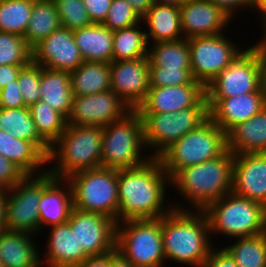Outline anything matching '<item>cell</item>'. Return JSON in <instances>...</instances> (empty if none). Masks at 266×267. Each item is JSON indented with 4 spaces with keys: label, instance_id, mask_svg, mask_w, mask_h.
<instances>
[{
    "label": "cell",
    "instance_id": "obj_14",
    "mask_svg": "<svg viewBox=\"0 0 266 267\" xmlns=\"http://www.w3.org/2000/svg\"><path fill=\"white\" fill-rule=\"evenodd\" d=\"M77 244L88 256H102L116 250L117 222L110 217L73 208L68 220Z\"/></svg>",
    "mask_w": 266,
    "mask_h": 267
},
{
    "label": "cell",
    "instance_id": "obj_35",
    "mask_svg": "<svg viewBox=\"0 0 266 267\" xmlns=\"http://www.w3.org/2000/svg\"><path fill=\"white\" fill-rule=\"evenodd\" d=\"M223 248L238 267H266V232L250 237H237Z\"/></svg>",
    "mask_w": 266,
    "mask_h": 267
},
{
    "label": "cell",
    "instance_id": "obj_47",
    "mask_svg": "<svg viewBox=\"0 0 266 267\" xmlns=\"http://www.w3.org/2000/svg\"><path fill=\"white\" fill-rule=\"evenodd\" d=\"M202 267H238L233 258L223 248H212Z\"/></svg>",
    "mask_w": 266,
    "mask_h": 267
},
{
    "label": "cell",
    "instance_id": "obj_21",
    "mask_svg": "<svg viewBox=\"0 0 266 267\" xmlns=\"http://www.w3.org/2000/svg\"><path fill=\"white\" fill-rule=\"evenodd\" d=\"M179 9L185 39L222 34L232 20L208 0H188Z\"/></svg>",
    "mask_w": 266,
    "mask_h": 267
},
{
    "label": "cell",
    "instance_id": "obj_37",
    "mask_svg": "<svg viewBox=\"0 0 266 267\" xmlns=\"http://www.w3.org/2000/svg\"><path fill=\"white\" fill-rule=\"evenodd\" d=\"M35 0H1L0 32L24 37Z\"/></svg>",
    "mask_w": 266,
    "mask_h": 267
},
{
    "label": "cell",
    "instance_id": "obj_29",
    "mask_svg": "<svg viewBox=\"0 0 266 267\" xmlns=\"http://www.w3.org/2000/svg\"><path fill=\"white\" fill-rule=\"evenodd\" d=\"M40 93V100L46 102L66 119L69 117L74 98L69 72L41 66Z\"/></svg>",
    "mask_w": 266,
    "mask_h": 267
},
{
    "label": "cell",
    "instance_id": "obj_33",
    "mask_svg": "<svg viewBox=\"0 0 266 267\" xmlns=\"http://www.w3.org/2000/svg\"><path fill=\"white\" fill-rule=\"evenodd\" d=\"M141 24L142 21L134 26L113 31L112 61L147 57L149 47Z\"/></svg>",
    "mask_w": 266,
    "mask_h": 267
},
{
    "label": "cell",
    "instance_id": "obj_8",
    "mask_svg": "<svg viewBox=\"0 0 266 267\" xmlns=\"http://www.w3.org/2000/svg\"><path fill=\"white\" fill-rule=\"evenodd\" d=\"M265 49L256 45L244 49L206 87V99H224L257 92L264 85Z\"/></svg>",
    "mask_w": 266,
    "mask_h": 267
},
{
    "label": "cell",
    "instance_id": "obj_7",
    "mask_svg": "<svg viewBox=\"0 0 266 267\" xmlns=\"http://www.w3.org/2000/svg\"><path fill=\"white\" fill-rule=\"evenodd\" d=\"M226 149V133L208 118L174 142L158 158L171 179L180 169L216 158Z\"/></svg>",
    "mask_w": 266,
    "mask_h": 267
},
{
    "label": "cell",
    "instance_id": "obj_54",
    "mask_svg": "<svg viewBox=\"0 0 266 267\" xmlns=\"http://www.w3.org/2000/svg\"><path fill=\"white\" fill-rule=\"evenodd\" d=\"M153 1L154 3L170 4V5L181 7L188 0H153Z\"/></svg>",
    "mask_w": 266,
    "mask_h": 267
},
{
    "label": "cell",
    "instance_id": "obj_23",
    "mask_svg": "<svg viewBox=\"0 0 266 267\" xmlns=\"http://www.w3.org/2000/svg\"><path fill=\"white\" fill-rule=\"evenodd\" d=\"M49 228L51 231L46 245V266L78 267L88 256L77 244L75 233H72L69 222Z\"/></svg>",
    "mask_w": 266,
    "mask_h": 267
},
{
    "label": "cell",
    "instance_id": "obj_25",
    "mask_svg": "<svg viewBox=\"0 0 266 267\" xmlns=\"http://www.w3.org/2000/svg\"><path fill=\"white\" fill-rule=\"evenodd\" d=\"M144 21V22H143ZM148 27L145 32L148 45L157 42L178 41L183 39L180 9L170 4L153 3L142 17Z\"/></svg>",
    "mask_w": 266,
    "mask_h": 267
},
{
    "label": "cell",
    "instance_id": "obj_13",
    "mask_svg": "<svg viewBox=\"0 0 266 267\" xmlns=\"http://www.w3.org/2000/svg\"><path fill=\"white\" fill-rule=\"evenodd\" d=\"M225 35V36H224ZM226 34L199 36L188 39L191 74L206 87L243 51Z\"/></svg>",
    "mask_w": 266,
    "mask_h": 267
},
{
    "label": "cell",
    "instance_id": "obj_20",
    "mask_svg": "<svg viewBox=\"0 0 266 267\" xmlns=\"http://www.w3.org/2000/svg\"><path fill=\"white\" fill-rule=\"evenodd\" d=\"M206 100L209 118L227 134L234 126L252 118L265 107L266 90L263 85L257 92Z\"/></svg>",
    "mask_w": 266,
    "mask_h": 267
},
{
    "label": "cell",
    "instance_id": "obj_3",
    "mask_svg": "<svg viewBox=\"0 0 266 267\" xmlns=\"http://www.w3.org/2000/svg\"><path fill=\"white\" fill-rule=\"evenodd\" d=\"M234 154L226 149L220 156L180 169L170 184L191 209L203 210L210 203L231 192Z\"/></svg>",
    "mask_w": 266,
    "mask_h": 267
},
{
    "label": "cell",
    "instance_id": "obj_31",
    "mask_svg": "<svg viewBox=\"0 0 266 267\" xmlns=\"http://www.w3.org/2000/svg\"><path fill=\"white\" fill-rule=\"evenodd\" d=\"M73 96L100 93L111 89L110 63L84 61L70 73Z\"/></svg>",
    "mask_w": 266,
    "mask_h": 267
},
{
    "label": "cell",
    "instance_id": "obj_43",
    "mask_svg": "<svg viewBox=\"0 0 266 267\" xmlns=\"http://www.w3.org/2000/svg\"><path fill=\"white\" fill-rule=\"evenodd\" d=\"M26 174L9 159L0 155V190L12 188Z\"/></svg>",
    "mask_w": 266,
    "mask_h": 267
},
{
    "label": "cell",
    "instance_id": "obj_16",
    "mask_svg": "<svg viewBox=\"0 0 266 267\" xmlns=\"http://www.w3.org/2000/svg\"><path fill=\"white\" fill-rule=\"evenodd\" d=\"M111 90L114 91L131 110H136L144 101L150 88V68L148 58L120 60L110 63Z\"/></svg>",
    "mask_w": 266,
    "mask_h": 267
},
{
    "label": "cell",
    "instance_id": "obj_27",
    "mask_svg": "<svg viewBox=\"0 0 266 267\" xmlns=\"http://www.w3.org/2000/svg\"><path fill=\"white\" fill-rule=\"evenodd\" d=\"M0 155L13 162L26 175H40L47 171V157L32 142L17 139L8 131L0 130Z\"/></svg>",
    "mask_w": 266,
    "mask_h": 267
},
{
    "label": "cell",
    "instance_id": "obj_52",
    "mask_svg": "<svg viewBox=\"0 0 266 267\" xmlns=\"http://www.w3.org/2000/svg\"><path fill=\"white\" fill-rule=\"evenodd\" d=\"M5 190H0V233L6 230L5 226Z\"/></svg>",
    "mask_w": 266,
    "mask_h": 267
},
{
    "label": "cell",
    "instance_id": "obj_17",
    "mask_svg": "<svg viewBox=\"0 0 266 267\" xmlns=\"http://www.w3.org/2000/svg\"><path fill=\"white\" fill-rule=\"evenodd\" d=\"M188 108H209L202 84L150 87L138 113H177Z\"/></svg>",
    "mask_w": 266,
    "mask_h": 267
},
{
    "label": "cell",
    "instance_id": "obj_19",
    "mask_svg": "<svg viewBox=\"0 0 266 267\" xmlns=\"http://www.w3.org/2000/svg\"><path fill=\"white\" fill-rule=\"evenodd\" d=\"M231 192L266 207V152L234 154Z\"/></svg>",
    "mask_w": 266,
    "mask_h": 267
},
{
    "label": "cell",
    "instance_id": "obj_38",
    "mask_svg": "<svg viewBox=\"0 0 266 267\" xmlns=\"http://www.w3.org/2000/svg\"><path fill=\"white\" fill-rule=\"evenodd\" d=\"M32 62V48L23 36L0 32V65H20Z\"/></svg>",
    "mask_w": 266,
    "mask_h": 267
},
{
    "label": "cell",
    "instance_id": "obj_2",
    "mask_svg": "<svg viewBox=\"0 0 266 267\" xmlns=\"http://www.w3.org/2000/svg\"><path fill=\"white\" fill-rule=\"evenodd\" d=\"M172 205L173 209L161 217L165 259L192 267H202L210 251L215 247L210 241L207 217L202 210L193 212L181 204L175 205L172 202Z\"/></svg>",
    "mask_w": 266,
    "mask_h": 267
},
{
    "label": "cell",
    "instance_id": "obj_45",
    "mask_svg": "<svg viewBox=\"0 0 266 267\" xmlns=\"http://www.w3.org/2000/svg\"><path fill=\"white\" fill-rule=\"evenodd\" d=\"M87 13L95 24H102L107 16L112 0H82Z\"/></svg>",
    "mask_w": 266,
    "mask_h": 267
},
{
    "label": "cell",
    "instance_id": "obj_50",
    "mask_svg": "<svg viewBox=\"0 0 266 267\" xmlns=\"http://www.w3.org/2000/svg\"><path fill=\"white\" fill-rule=\"evenodd\" d=\"M78 267H108V254L87 257Z\"/></svg>",
    "mask_w": 266,
    "mask_h": 267
},
{
    "label": "cell",
    "instance_id": "obj_44",
    "mask_svg": "<svg viewBox=\"0 0 266 267\" xmlns=\"http://www.w3.org/2000/svg\"><path fill=\"white\" fill-rule=\"evenodd\" d=\"M0 107L2 108L26 107L17 80L10 82V84H7L0 91Z\"/></svg>",
    "mask_w": 266,
    "mask_h": 267
},
{
    "label": "cell",
    "instance_id": "obj_12",
    "mask_svg": "<svg viewBox=\"0 0 266 267\" xmlns=\"http://www.w3.org/2000/svg\"><path fill=\"white\" fill-rule=\"evenodd\" d=\"M42 192L43 174L26 175L5 191L6 230L37 235L40 230L39 203Z\"/></svg>",
    "mask_w": 266,
    "mask_h": 267
},
{
    "label": "cell",
    "instance_id": "obj_18",
    "mask_svg": "<svg viewBox=\"0 0 266 267\" xmlns=\"http://www.w3.org/2000/svg\"><path fill=\"white\" fill-rule=\"evenodd\" d=\"M32 62L42 67L71 73L84 60L73 31L60 27L32 48Z\"/></svg>",
    "mask_w": 266,
    "mask_h": 267
},
{
    "label": "cell",
    "instance_id": "obj_48",
    "mask_svg": "<svg viewBox=\"0 0 266 267\" xmlns=\"http://www.w3.org/2000/svg\"><path fill=\"white\" fill-rule=\"evenodd\" d=\"M22 68L20 65H0V91L7 84L18 79L19 72Z\"/></svg>",
    "mask_w": 266,
    "mask_h": 267
},
{
    "label": "cell",
    "instance_id": "obj_26",
    "mask_svg": "<svg viewBox=\"0 0 266 267\" xmlns=\"http://www.w3.org/2000/svg\"><path fill=\"white\" fill-rule=\"evenodd\" d=\"M227 149L233 154L266 152V105L227 134Z\"/></svg>",
    "mask_w": 266,
    "mask_h": 267
},
{
    "label": "cell",
    "instance_id": "obj_15",
    "mask_svg": "<svg viewBox=\"0 0 266 267\" xmlns=\"http://www.w3.org/2000/svg\"><path fill=\"white\" fill-rule=\"evenodd\" d=\"M131 109L111 89L96 94L74 96L67 125L104 127L120 120Z\"/></svg>",
    "mask_w": 266,
    "mask_h": 267
},
{
    "label": "cell",
    "instance_id": "obj_49",
    "mask_svg": "<svg viewBox=\"0 0 266 267\" xmlns=\"http://www.w3.org/2000/svg\"><path fill=\"white\" fill-rule=\"evenodd\" d=\"M108 267H136L116 250L108 254Z\"/></svg>",
    "mask_w": 266,
    "mask_h": 267
},
{
    "label": "cell",
    "instance_id": "obj_36",
    "mask_svg": "<svg viewBox=\"0 0 266 267\" xmlns=\"http://www.w3.org/2000/svg\"><path fill=\"white\" fill-rule=\"evenodd\" d=\"M29 111L39 135L51 146L65 131L67 119L42 100L31 105Z\"/></svg>",
    "mask_w": 266,
    "mask_h": 267
},
{
    "label": "cell",
    "instance_id": "obj_30",
    "mask_svg": "<svg viewBox=\"0 0 266 267\" xmlns=\"http://www.w3.org/2000/svg\"><path fill=\"white\" fill-rule=\"evenodd\" d=\"M0 130L8 131L17 139L32 142L48 157L51 146L39 135L28 107H0Z\"/></svg>",
    "mask_w": 266,
    "mask_h": 267
},
{
    "label": "cell",
    "instance_id": "obj_55",
    "mask_svg": "<svg viewBox=\"0 0 266 267\" xmlns=\"http://www.w3.org/2000/svg\"><path fill=\"white\" fill-rule=\"evenodd\" d=\"M264 38L262 39H259L260 41H258L262 46L263 48L265 49V52H266V33L265 35L263 34Z\"/></svg>",
    "mask_w": 266,
    "mask_h": 267
},
{
    "label": "cell",
    "instance_id": "obj_51",
    "mask_svg": "<svg viewBox=\"0 0 266 267\" xmlns=\"http://www.w3.org/2000/svg\"><path fill=\"white\" fill-rule=\"evenodd\" d=\"M142 18L154 3L153 0H126Z\"/></svg>",
    "mask_w": 266,
    "mask_h": 267
},
{
    "label": "cell",
    "instance_id": "obj_22",
    "mask_svg": "<svg viewBox=\"0 0 266 267\" xmlns=\"http://www.w3.org/2000/svg\"><path fill=\"white\" fill-rule=\"evenodd\" d=\"M72 209L73 194L70 182L67 179L55 178L48 171L43 173V192L39 203L40 230L44 225L52 227L67 222Z\"/></svg>",
    "mask_w": 266,
    "mask_h": 267
},
{
    "label": "cell",
    "instance_id": "obj_56",
    "mask_svg": "<svg viewBox=\"0 0 266 267\" xmlns=\"http://www.w3.org/2000/svg\"><path fill=\"white\" fill-rule=\"evenodd\" d=\"M264 86L266 90V52H265V62H264Z\"/></svg>",
    "mask_w": 266,
    "mask_h": 267
},
{
    "label": "cell",
    "instance_id": "obj_1",
    "mask_svg": "<svg viewBox=\"0 0 266 267\" xmlns=\"http://www.w3.org/2000/svg\"><path fill=\"white\" fill-rule=\"evenodd\" d=\"M170 177L159 158H150L141 166L118 170V222L156 219L168 214L173 205H165Z\"/></svg>",
    "mask_w": 266,
    "mask_h": 267
},
{
    "label": "cell",
    "instance_id": "obj_39",
    "mask_svg": "<svg viewBox=\"0 0 266 267\" xmlns=\"http://www.w3.org/2000/svg\"><path fill=\"white\" fill-rule=\"evenodd\" d=\"M53 2L62 27L74 31L93 24L82 0H53Z\"/></svg>",
    "mask_w": 266,
    "mask_h": 267
},
{
    "label": "cell",
    "instance_id": "obj_53",
    "mask_svg": "<svg viewBox=\"0 0 266 267\" xmlns=\"http://www.w3.org/2000/svg\"><path fill=\"white\" fill-rule=\"evenodd\" d=\"M259 12V15L262 18L261 24L263 23V32L266 33V0H256L255 9Z\"/></svg>",
    "mask_w": 266,
    "mask_h": 267
},
{
    "label": "cell",
    "instance_id": "obj_34",
    "mask_svg": "<svg viewBox=\"0 0 266 267\" xmlns=\"http://www.w3.org/2000/svg\"><path fill=\"white\" fill-rule=\"evenodd\" d=\"M149 66L191 69L188 39L153 43L147 51Z\"/></svg>",
    "mask_w": 266,
    "mask_h": 267
},
{
    "label": "cell",
    "instance_id": "obj_6",
    "mask_svg": "<svg viewBox=\"0 0 266 267\" xmlns=\"http://www.w3.org/2000/svg\"><path fill=\"white\" fill-rule=\"evenodd\" d=\"M102 130L101 167L114 170L135 168L152 158L151 155H142L145 149L143 122L136 110Z\"/></svg>",
    "mask_w": 266,
    "mask_h": 267
},
{
    "label": "cell",
    "instance_id": "obj_5",
    "mask_svg": "<svg viewBox=\"0 0 266 267\" xmlns=\"http://www.w3.org/2000/svg\"><path fill=\"white\" fill-rule=\"evenodd\" d=\"M208 220L210 235L230 238L250 237L266 232V207L233 192L202 210Z\"/></svg>",
    "mask_w": 266,
    "mask_h": 267
},
{
    "label": "cell",
    "instance_id": "obj_32",
    "mask_svg": "<svg viewBox=\"0 0 266 267\" xmlns=\"http://www.w3.org/2000/svg\"><path fill=\"white\" fill-rule=\"evenodd\" d=\"M60 27V17L53 0H35L24 39L33 48Z\"/></svg>",
    "mask_w": 266,
    "mask_h": 267
},
{
    "label": "cell",
    "instance_id": "obj_4",
    "mask_svg": "<svg viewBox=\"0 0 266 267\" xmlns=\"http://www.w3.org/2000/svg\"><path fill=\"white\" fill-rule=\"evenodd\" d=\"M102 137V127L67 125L51 145L47 164H55L47 171L55 178L67 179L77 172L101 167Z\"/></svg>",
    "mask_w": 266,
    "mask_h": 267
},
{
    "label": "cell",
    "instance_id": "obj_28",
    "mask_svg": "<svg viewBox=\"0 0 266 267\" xmlns=\"http://www.w3.org/2000/svg\"><path fill=\"white\" fill-rule=\"evenodd\" d=\"M84 61L112 62L113 31L103 24H91L73 31Z\"/></svg>",
    "mask_w": 266,
    "mask_h": 267
},
{
    "label": "cell",
    "instance_id": "obj_9",
    "mask_svg": "<svg viewBox=\"0 0 266 267\" xmlns=\"http://www.w3.org/2000/svg\"><path fill=\"white\" fill-rule=\"evenodd\" d=\"M73 208L104 214L118 222V170L98 167L71 175Z\"/></svg>",
    "mask_w": 266,
    "mask_h": 267
},
{
    "label": "cell",
    "instance_id": "obj_42",
    "mask_svg": "<svg viewBox=\"0 0 266 267\" xmlns=\"http://www.w3.org/2000/svg\"><path fill=\"white\" fill-rule=\"evenodd\" d=\"M149 68L150 87L201 84L193 79L191 69H172L159 66H149Z\"/></svg>",
    "mask_w": 266,
    "mask_h": 267
},
{
    "label": "cell",
    "instance_id": "obj_24",
    "mask_svg": "<svg viewBox=\"0 0 266 267\" xmlns=\"http://www.w3.org/2000/svg\"><path fill=\"white\" fill-rule=\"evenodd\" d=\"M31 234L5 230L0 233V263L3 267H41L40 250Z\"/></svg>",
    "mask_w": 266,
    "mask_h": 267
},
{
    "label": "cell",
    "instance_id": "obj_41",
    "mask_svg": "<svg viewBox=\"0 0 266 267\" xmlns=\"http://www.w3.org/2000/svg\"><path fill=\"white\" fill-rule=\"evenodd\" d=\"M141 21L142 18L126 0H112L107 16L102 24L111 31H116L134 26Z\"/></svg>",
    "mask_w": 266,
    "mask_h": 267
},
{
    "label": "cell",
    "instance_id": "obj_46",
    "mask_svg": "<svg viewBox=\"0 0 266 267\" xmlns=\"http://www.w3.org/2000/svg\"><path fill=\"white\" fill-rule=\"evenodd\" d=\"M218 7L230 19L235 17V13L239 8L255 9L256 0H208Z\"/></svg>",
    "mask_w": 266,
    "mask_h": 267
},
{
    "label": "cell",
    "instance_id": "obj_10",
    "mask_svg": "<svg viewBox=\"0 0 266 267\" xmlns=\"http://www.w3.org/2000/svg\"><path fill=\"white\" fill-rule=\"evenodd\" d=\"M116 251L136 267H164L161 218L117 222Z\"/></svg>",
    "mask_w": 266,
    "mask_h": 267
},
{
    "label": "cell",
    "instance_id": "obj_40",
    "mask_svg": "<svg viewBox=\"0 0 266 267\" xmlns=\"http://www.w3.org/2000/svg\"><path fill=\"white\" fill-rule=\"evenodd\" d=\"M17 81L26 107L29 108L40 100L41 65L31 62L23 67Z\"/></svg>",
    "mask_w": 266,
    "mask_h": 267
},
{
    "label": "cell",
    "instance_id": "obj_11",
    "mask_svg": "<svg viewBox=\"0 0 266 267\" xmlns=\"http://www.w3.org/2000/svg\"><path fill=\"white\" fill-rule=\"evenodd\" d=\"M142 117L144 144L158 158L186 133L209 118V108H188L177 113H138Z\"/></svg>",
    "mask_w": 266,
    "mask_h": 267
}]
</instances>
